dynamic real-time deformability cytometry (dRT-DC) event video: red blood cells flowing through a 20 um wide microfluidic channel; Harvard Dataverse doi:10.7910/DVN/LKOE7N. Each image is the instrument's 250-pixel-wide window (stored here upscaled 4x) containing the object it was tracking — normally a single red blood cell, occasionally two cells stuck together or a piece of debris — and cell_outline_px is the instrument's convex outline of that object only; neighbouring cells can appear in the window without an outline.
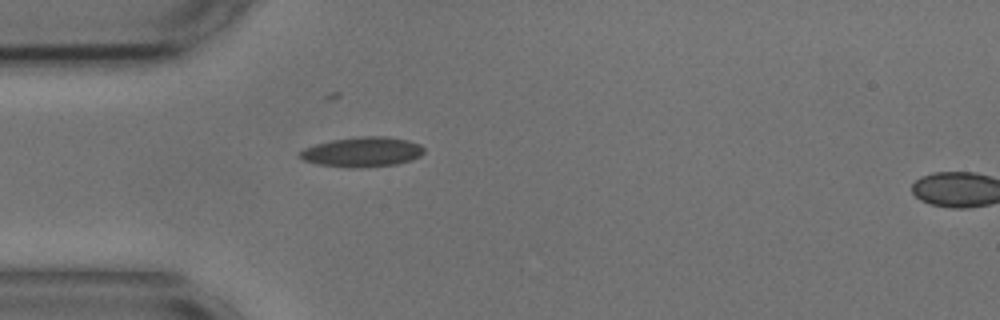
{"species": "common noctule bat (a hibernating species)", "species_latin": "Nyctalus noctula", "temperature_condition": "cold", "stored_images_in_passage": 2, "camera_frame_rate_fps": 3000, "um_per_image_px": 0.085, "animal": {"sex": "male", "body_mass_g": 17.9, "forearm_length_mm": 54.2}, "frame": {"image": 1, "passage_image": 1, "time_ms": 0.0, "image_size_px": [1000, 320], "cell_outline_px": [[424, 152], [420, 156], [412, 160], [396, 164], [360, 168], [348, 168], [320, 164], [304, 160], [296, 156], [304, 148], [316, 144], [332, 140], [360, 136], [388, 136], [408, 140], [420, 144], [424, 148]], "centroid_in_image_um": [30.81, 12.91], "position_along_channel_um": 54.2, "area_um2": 21.73}}